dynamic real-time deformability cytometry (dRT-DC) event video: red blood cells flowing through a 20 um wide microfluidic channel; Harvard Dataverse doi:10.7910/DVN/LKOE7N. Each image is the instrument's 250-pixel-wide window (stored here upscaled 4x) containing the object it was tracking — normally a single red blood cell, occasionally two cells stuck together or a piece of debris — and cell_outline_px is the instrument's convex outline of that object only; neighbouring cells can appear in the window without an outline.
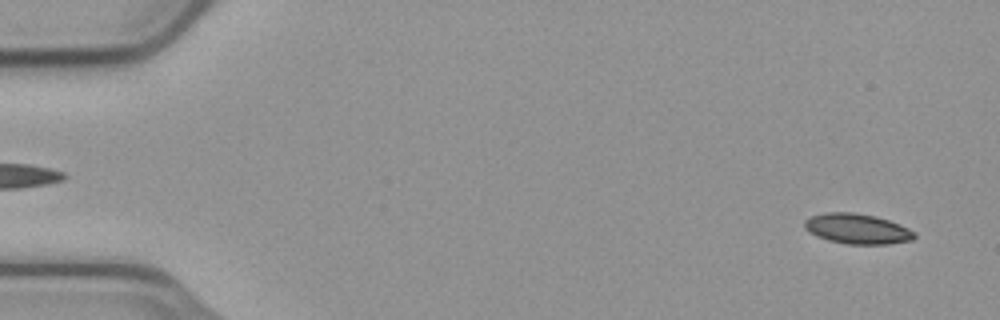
{"species": "common noctule bat (a hibernating species)", "species_latin": "Nyctalus noctula", "temperature_condition": "cold", "stored_images_in_passage": 55, "camera_frame_rate_fps": 3000, "um_per_image_px": 0.085, "animal": {"sex": "male", "body_mass_g": 23.1, "forearm_length_mm": 52.7}, "frame": {"image": 1, "passage_image": 3, "time_ms": 0.667, "image_size_px": [1000, 320], "cell_outline_px": [[916, 236], [912, 240], [888, 244], [848, 244], [828, 240], [816, 236], [804, 228], [804, 220], [812, 216], [824, 212], [852, 212], [876, 216], [900, 224], [916, 232]], "centroid_in_image_um": [72.87, 19.44], "position_along_channel_um": 12.1, "area_um2": 19.42}}
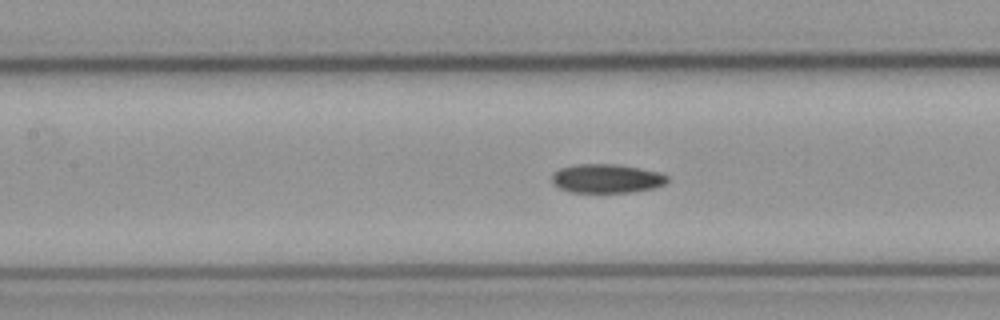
{"frame": {"image": 2, "passage_image": 25, "time_ms": 8.0, "image_size_px": [1000, 320], "cell_outline_px": [[668, 180], [664, 184], [656, 188], [632, 192], [572, 192], [560, 188], [552, 180], [552, 172], [560, 168], [576, 164], [616, 164], [660, 172], [668, 176]], "centroid_in_image_um": [51.58, 15.17], "position_along_channel_um": 155.8, "area_um2": 19.42}}
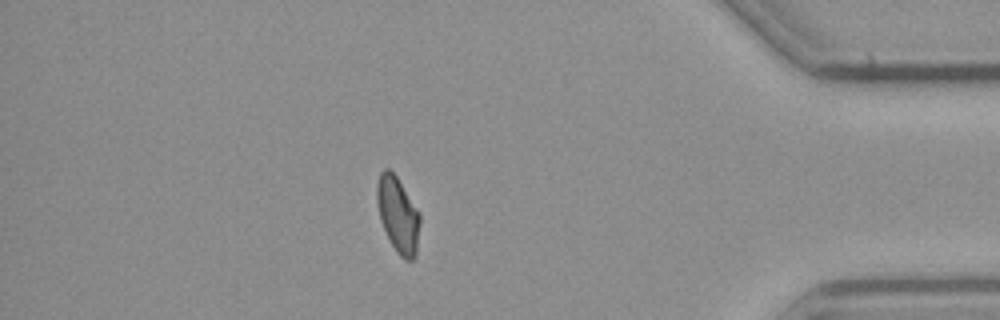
{"frame": {"image": 3, "passage_image": 48, "time_ms": 15.667, "image_size_px": [1000, 320], "cell_outline_px": [[420, 220], [416, 256], [412, 260], [404, 260], [396, 252], [380, 220], [376, 200], [376, 184], [380, 172], [384, 168], [388, 168], [396, 176], [420, 212]], "centroid_in_image_um": [33.82, 18.24], "position_along_channel_um": 401.4, "area_um2": 19.02}, "authors_computed_cell_mechanics": {"area_um2": 19.4786, "velocity_mm_per_s": 3.7346, "shape_relaxation_time_tau1_ms": null, "shape_relaxation_time_tau2_ms": 7.2215, "deformation_change_tau1": null, "deformation_change_tau2": 0.115}}